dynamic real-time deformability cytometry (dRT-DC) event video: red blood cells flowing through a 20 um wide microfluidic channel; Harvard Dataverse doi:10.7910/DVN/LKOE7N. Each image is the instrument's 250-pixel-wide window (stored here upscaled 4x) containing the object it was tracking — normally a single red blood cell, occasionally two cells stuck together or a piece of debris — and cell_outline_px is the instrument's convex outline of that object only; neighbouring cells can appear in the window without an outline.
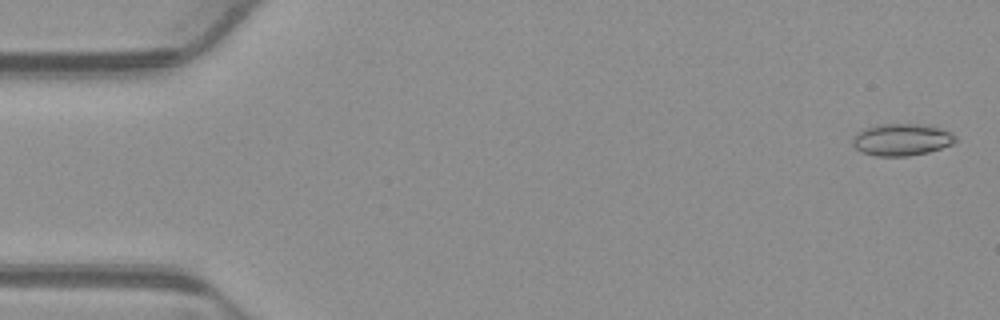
{"species": "common noctule bat (a hibernating species)", "species_latin": "Nyctalus noctula", "temperature_condition": "warm", "stored_images_in_passage": 53, "camera_frame_rate_fps": 3000, "um_per_image_px": 0.085, "animal": {"sex": "male", "body_mass_g": 23.1, "forearm_length_mm": 52.7}, "frame": {"image": 1, "passage_image": 2, "time_ms": 0.333, "image_size_px": [1000, 320], "cell_outline_px": [[956, 140], [952, 144], [928, 152], [908, 156], [876, 156], [860, 152], [852, 144], [852, 136], [856, 132], [864, 128], [880, 124], [924, 124], [940, 128], [952, 132], [956, 136]], "centroid_in_image_um": [76.61, 11.86], "position_along_channel_um": 8.4, "area_um2": 19.36}}
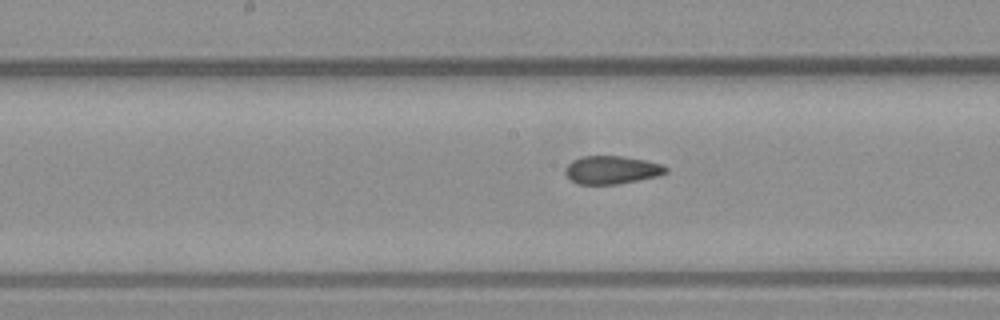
{"frame": {"image": 2, "passage_image": 27, "time_ms": 8.667, "image_size_px": [1000, 320], "cell_outline_px": [[668, 172], [660, 176], [616, 184], [576, 184], [564, 172], [564, 168], [572, 160], [580, 156], [624, 156], [644, 160], [660, 164], [668, 168]], "centroid_in_image_um": [51.99, 14.44], "position_along_channel_um": 196.2, "area_um2": 16.53}}
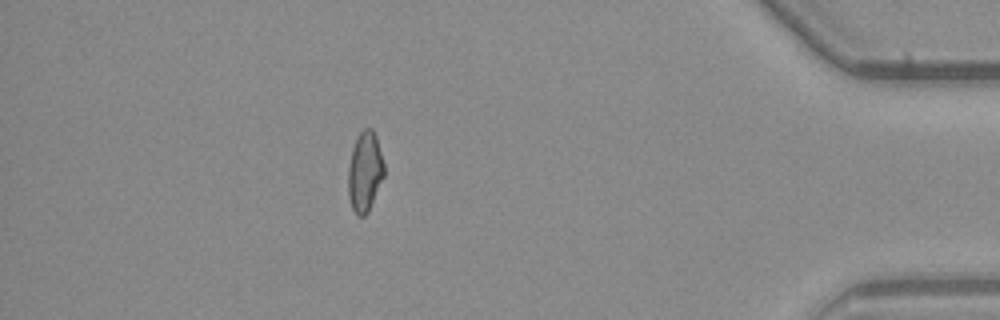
{"frame": {"image": 3, "passage_image": 47, "time_ms": 15.333, "image_size_px": [1000, 320], "cell_outline_px": [[384, 176], [368, 212], [364, 216], [356, 216], [352, 208], [348, 196], [348, 168], [352, 148], [360, 132], [364, 128], [372, 128], [376, 136], [384, 164]], "centroid_in_image_um": [31.0, 14.61], "position_along_channel_um": 404.2, "area_um2": 16.76}, "authors_computed_cell_mechanics": {"area_um2": 17.1666, "velocity_mm_per_s": 3.8915, "shape_relaxation_time_tau1_ms": null, "shape_relaxation_time_tau2_ms": 2.111, "deformation_change_tau1": null, "deformation_change_tau2": 0.0748}}